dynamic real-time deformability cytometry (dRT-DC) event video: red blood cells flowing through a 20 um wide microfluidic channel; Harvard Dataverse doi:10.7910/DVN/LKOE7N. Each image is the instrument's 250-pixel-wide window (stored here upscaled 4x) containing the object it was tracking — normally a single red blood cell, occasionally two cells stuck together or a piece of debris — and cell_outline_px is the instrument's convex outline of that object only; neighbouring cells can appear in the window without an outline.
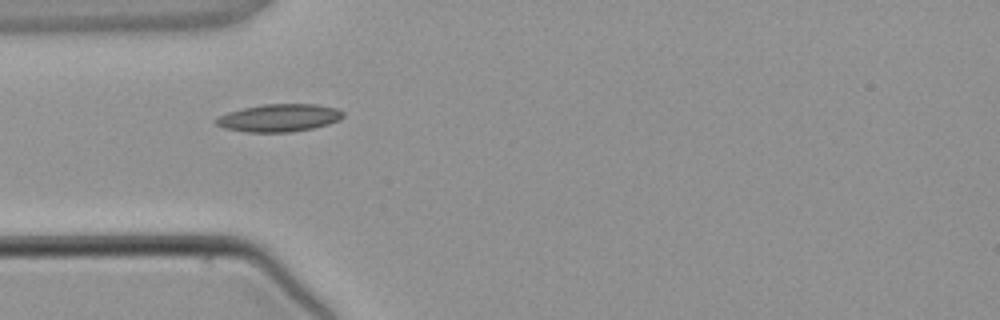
{"species": "common noctule bat (a hibernating species)", "species_latin": "Nyctalus noctula", "temperature_condition": "warm", "stored_images_in_passage": 4, "camera_frame_rate_fps": 3000, "um_per_image_px": 0.085, "animal": {"sex": "male", "body_mass_g": 21.5, "forearm_length_mm": 52.0}, "frame": {"image": 1, "passage_image": 4, "time_ms": 3.667, "image_size_px": [1000, 320], "cell_outline_px": [[344, 116], [340, 120], [328, 124], [312, 128], [292, 132], [244, 132], [224, 128], [216, 124], [212, 120], [228, 112], [244, 108], [264, 104], [316, 104], [336, 108], [344, 112]], "centroid_in_image_um": [23.72, 10.02], "position_along_channel_um": 61.3, "area_um2": 20.52}}